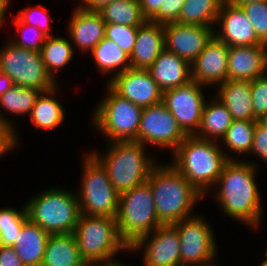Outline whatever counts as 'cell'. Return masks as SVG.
Returning a JSON list of instances; mask_svg holds the SVG:
<instances>
[{
	"label": "cell",
	"instance_id": "obj_15",
	"mask_svg": "<svg viewBox=\"0 0 267 266\" xmlns=\"http://www.w3.org/2000/svg\"><path fill=\"white\" fill-rule=\"evenodd\" d=\"M214 36L229 47L265 45L258 39L242 8L228 0L221 4Z\"/></svg>",
	"mask_w": 267,
	"mask_h": 266
},
{
	"label": "cell",
	"instance_id": "obj_36",
	"mask_svg": "<svg viewBox=\"0 0 267 266\" xmlns=\"http://www.w3.org/2000/svg\"><path fill=\"white\" fill-rule=\"evenodd\" d=\"M15 16L22 22L30 26H34L40 29V31L48 36H53L52 33V22L54 19L52 16L50 17V12L47 10V7L38 4L32 6L25 7L24 9H20Z\"/></svg>",
	"mask_w": 267,
	"mask_h": 266
},
{
	"label": "cell",
	"instance_id": "obj_31",
	"mask_svg": "<svg viewBox=\"0 0 267 266\" xmlns=\"http://www.w3.org/2000/svg\"><path fill=\"white\" fill-rule=\"evenodd\" d=\"M255 125L256 121L233 120L224 137L219 142L220 144L223 142V145L221 144L220 147L228 160H238V158H235L237 155L240 157L242 155L243 157L250 154Z\"/></svg>",
	"mask_w": 267,
	"mask_h": 266
},
{
	"label": "cell",
	"instance_id": "obj_6",
	"mask_svg": "<svg viewBox=\"0 0 267 266\" xmlns=\"http://www.w3.org/2000/svg\"><path fill=\"white\" fill-rule=\"evenodd\" d=\"M73 235L86 263L99 266L116 259L122 251L130 254V247L119 235L114 217L80 214Z\"/></svg>",
	"mask_w": 267,
	"mask_h": 266
},
{
	"label": "cell",
	"instance_id": "obj_51",
	"mask_svg": "<svg viewBox=\"0 0 267 266\" xmlns=\"http://www.w3.org/2000/svg\"><path fill=\"white\" fill-rule=\"evenodd\" d=\"M82 266H96V265H94V264H92V263H85V264L82 265Z\"/></svg>",
	"mask_w": 267,
	"mask_h": 266
},
{
	"label": "cell",
	"instance_id": "obj_49",
	"mask_svg": "<svg viewBox=\"0 0 267 266\" xmlns=\"http://www.w3.org/2000/svg\"><path fill=\"white\" fill-rule=\"evenodd\" d=\"M228 1L235 5H242V4L250 3V2H259V1H267V0H228Z\"/></svg>",
	"mask_w": 267,
	"mask_h": 266
},
{
	"label": "cell",
	"instance_id": "obj_16",
	"mask_svg": "<svg viewBox=\"0 0 267 266\" xmlns=\"http://www.w3.org/2000/svg\"><path fill=\"white\" fill-rule=\"evenodd\" d=\"M164 48L190 64L202 53L214 36V28L183 25L177 22L163 24Z\"/></svg>",
	"mask_w": 267,
	"mask_h": 266
},
{
	"label": "cell",
	"instance_id": "obj_14",
	"mask_svg": "<svg viewBox=\"0 0 267 266\" xmlns=\"http://www.w3.org/2000/svg\"><path fill=\"white\" fill-rule=\"evenodd\" d=\"M142 251V252H141ZM142 253V266H181L180 239L172 225H161L153 232L140 237L130 253Z\"/></svg>",
	"mask_w": 267,
	"mask_h": 266
},
{
	"label": "cell",
	"instance_id": "obj_21",
	"mask_svg": "<svg viewBox=\"0 0 267 266\" xmlns=\"http://www.w3.org/2000/svg\"><path fill=\"white\" fill-rule=\"evenodd\" d=\"M164 49L163 24L147 20L138 26L135 45L130 55L131 68L148 69Z\"/></svg>",
	"mask_w": 267,
	"mask_h": 266
},
{
	"label": "cell",
	"instance_id": "obj_48",
	"mask_svg": "<svg viewBox=\"0 0 267 266\" xmlns=\"http://www.w3.org/2000/svg\"><path fill=\"white\" fill-rule=\"evenodd\" d=\"M117 259L118 258L110 260L99 266H132V265H128L127 263L125 264L124 261L122 262L121 260H117Z\"/></svg>",
	"mask_w": 267,
	"mask_h": 266
},
{
	"label": "cell",
	"instance_id": "obj_47",
	"mask_svg": "<svg viewBox=\"0 0 267 266\" xmlns=\"http://www.w3.org/2000/svg\"><path fill=\"white\" fill-rule=\"evenodd\" d=\"M10 2L11 0H0V29L7 24L5 19H8L6 18V12L8 11V7L10 8Z\"/></svg>",
	"mask_w": 267,
	"mask_h": 266
},
{
	"label": "cell",
	"instance_id": "obj_12",
	"mask_svg": "<svg viewBox=\"0 0 267 266\" xmlns=\"http://www.w3.org/2000/svg\"><path fill=\"white\" fill-rule=\"evenodd\" d=\"M186 137L162 102L142 109L137 131V141L141 144L146 147L154 146L161 149L160 151L170 150L172 153Z\"/></svg>",
	"mask_w": 267,
	"mask_h": 266
},
{
	"label": "cell",
	"instance_id": "obj_26",
	"mask_svg": "<svg viewBox=\"0 0 267 266\" xmlns=\"http://www.w3.org/2000/svg\"><path fill=\"white\" fill-rule=\"evenodd\" d=\"M85 263L73 233L50 234L41 266H82Z\"/></svg>",
	"mask_w": 267,
	"mask_h": 266
},
{
	"label": "cell",
	"instance_id": "obj_43",
	"mask_svg": "<svg viewBox=\"0 0 267 266\" xmlns=\"http://www.w3.org/2000/svg\"><path fill=\"white\" fill-rule=\"evenodd\" d=\"M0 266H25L12 246L0 245Z\"/></svg>",
	"mask_w": 267,
	"mask_h": 266
},
{
	"label": "cell",
	"instance_id": "obj_53",
	"mask_svg": "<svg viewBox=\"0 0 267 266\" xmlns=\"http://www.w3.org/2000/svg\"><path fill=\"white\" fill-rule=\"evenodd\" d=\"M264 255H265V257H267V247H266V251H265V254Z\"/></svg>",
	"mask_w": 267,
	"mask_h": 266
},
{
	"label": "cell",
	"instance_id": "obj_19",
	"mask_svg": "<svg viewBox=\"0 0 267 266\" xmlns=\"http://www.w3.org/2000/svg\"><path fill=\"white\" fill-rule=\"evenodd\" d=\"M68 21V37L82 54L90 52L105 37L106 23L98 11L73 8Z\"/></svg>",
	"mask_w": 267,
	"mask_h": 266
},
{
	"label": "cell",
	"instance_id": "obj_23",
	"mask_svg": "<svg viewBox=\"0 0 267 266\" xmlns=\"http://www.w3.org/2000/svg\"><path fill=\"white\" fill-rule=\"evenodd\" d=\"M215 88L213 96L228 109L233 120L259 121L252 107L250 81L227 80Z\"/></svg>",
	"mask_w": 267,
	"mask_h": 266
},
{
	"label": "cell",
	"instance_id": "obj_9",
	"mask_svg": "<svg viewBox=\"0 0 267 266\" xmlns=\"http://www.w3.org/2000/svg\"><path fill=\"white\" fill-rule=\"evenodd\" d=\"M82 156L81 183L76 192L80 214L115 218L120 195L103 165L90 152Z\"/></svg>",
	"mask_w": 267,
	"mask_h": 266
},
{
	"label": "cell",
	"instance_id": "obj_1",
	"mask_svg": "<svg viewBox=\"0 0 267 266\" xmlns=\"http://www.w3.org/2000/svg\"><path fill=\"white\" fill-rule=\"evenodd\" d=\"M260 167L245 157L228 160L215 186L208 192V195H213L224 217L256 231L264 220L263 200L256 182Z\"/></svg>",
	"mask_w": 267,
	"mask_h": 266
},
{
	"label": "cell",
	"instance_id": "obj_33",
	"mask_svg": "<svg viewBox=\"0 0 267 266\" xmlns=\"http://www.w3.org/2000/svg\"><path fill=\"white\" fill-rule=\"evenodd\" d=\"M98 12L105 23L141 26L147 21L142 13L139 0H113Z\"/></svg>",
	"mask_w": 267,
	"mask_h": 266
},
{
	"label": "cell",
	"instance_id": "obj_22",
	"mask_svg": "<svg viewBox=\"0 0 267 266\" xmlns=\"http://www.w3.org/2000/svg\"><path fill=\"white\" fill-rule=\"evenodd\" d=\"M147 70L162 91L177 88L192 80L191 64L165 48Z\"/></svg>",
	"mask_w": 267,
	"mask_h": 266
},
{
	"label": "cell",
	"instance_id": "obj_40",
	"mask_svg": "<svg viewBox=\"0 0 267 266\" xmlns=\"http://www.w3.org/2000/svg\"><path fill=\"white\" fill-rule=\"evenodd\" d=\"M184 0H165L158 12L149 20L159 24L176 22L183 6Z\"/></svg>",
	"mask_w": 267,
	"mask_h": 266
},
{
	"label": "cell",
	"instance_id": "obj_8",
	"mask_svg": "<svg viewBox=\"0 0 267 266\" xmlns=\"http://www.w3.org/2000/svg\"><path fill=\"white\" fill-rule=\"evenodd\" d=\"M115 219L119 235L129 247L140 237L163 225L156 214L155 202L148 182L120 194Z\"/></svg>",
	"mask_w": 267,
	"mask_h": 266
},
{
	"label": "cell",
	"instance_id": "obj_7",
	"mask_svg": "<svg viewBox=\"0 0 267 266\" xmlns=\"http://www.w3.org/2000/svg\"><path fill=\"white\" fill-rule=\"evenodd\" d=\"M105 95L91 113V126L106 138L105 142L137 141L142 107L117 94L108 84Z\"/></svg>",
	"mask_w": 267,
	"mask_h": 266
},
{
	"label": "cell",
	"instance_id": "obj_3",
	"mask_svg": "<svg viewBox=\"0 0 267 266\" xmlns=\"http://www.w3.org/2000/svg\"><path fill=\"white\" fill-rule=\"evenodd\" d=\"M105 143L104 149L107 150H103L104 153L95 148L90 153L103 165L119 195L147 182L152 170L159 163L156 160L159 158L147 153L148 147L138 141Z\"/></svg>",
	"mask_w": 267,
	"mask_h": 266
},
{
	"label": "cell",
	"instance_id": "obj_5",
	"mask_svg": "<svg viewBox=\"0 0 267 266\" xmlns=\"http://www.w3.org/2000/svg\"><path fill=\"white\" fill-rule=\"evenodd\" d=\"M45 189L24 202L28 219L48 234L73 233L80 216L76 192L60 186Z\"/></svg>",
	"mask_w": 267,
	"mask_h": 266
},
{
	"label": "cell",
	"instance_id": "obj_13",
	"mask_svg": "<svg viewBox=\"0 0 267 266\" xmlns=\"http://www.w3.org/2000/svg\"><path fill=\"white\" fill-rule=\"evenodd\" d=\"M204 89L205 86L191 80L185 85L163 91L162 103L187 136L196 135L199 130L207 100Z\"/></svg>",
	"mask_w": 267,
	"mask_h": 266
},
{
	"label": "cell",
	"instance_id": "obj_29",
	"mask_svg": "<svg viewBox=\"0 0 267 266\" xmlns=\"http://www.w3.org/2000/svg\"><path fill=\"white\" fill-rule=\"evenodd\" d=\"M205 102L196 137L220 142L233 122L228 109L213 95ZM210 98V99H209ZM219 140V141H218Z\"/></svg>",
	"mask_w": 267,
	"mask_h": 266
},
{
	"label": "cell",
	"instance_id": "obj_50",
	"mask_svg": "<svg viewBox=\"0 0 267 266\" xmlns=\"http://www.w3.org/2000/svg\"><path fill=\"white\" fill-rule=\"evenodd\" d=\"M260 266H267V257H265V259H263V261L260 262Z\"/></svg>",
	"mask_w": 267,
	"mask_h": 266
},
{
	"label": "cell",
	"instance_id": "obj_39",
	"mask_svg": "<svg viewBox=\"0 0 267 266\" xmlns=\"http://www.w3.org/2000/svg\"><path fill=\"white\" fill-rule=\"evenodd\" d=\"M250 82L254 115L262 121L267 116V74Z\"/></svg>",
	"mask_w": 267,
	"mask_h": 266
},
{
	"label": "cell",
	"instance_id": "obj_35",
	"mask_svg": "<svg viewBox=\"0 0 267 266\" xmlns=\"http://www.w3.org/2000/svg\"><path fill=\"white\" fill-rule=\"evenodd\" d=\"M10 18H12L16 33H19L17 36L21 35V37L18 38L15 35V37H9V40L19 47L40 51L47 36L39 28L22 23L15 15L11 14Z\"/></svg>",
	"mask_w": 267,
	"mask_h": 266
},
{
	"label": "cell",
	"instance_id": "obj_46",
	"mask_svg": "<svg viewBox=\"0 0 267 266\" xmlns=\"http://www.w3.org/2000/svg\"><path fill=\"white\" fill-rule=\"evenodd\" d=\"M13 86H15L13 80L7 74L0 71V97Z\"/></svg>",
	"mask_w": 267,
	"mask_h": 266
},
{
	"label": "cell",
	"instance_id": "obj_20",
	"mask_svg": "<svg viewBox=\"0 0 267 266\" xmlns=\"http://www.w3.org/2000/svg\"><path fill=\"white\" fill-rule=\"evenodd\" d=\"M267 74V45L229 47L227 80L252 81Z\"/></svg>",
	"mask_w": 267,
	"mask_h": 266
},
{
	"label": "cell",
	"instance_id": "obj_24",
	"mask_svg": "<svg viewBox=\"0 0 267 266\" xmlns=\"http://www.w3.org/2000/svg\"><path fill=\"white\" fill-rule=\"evenodd\" d=\"M59 86L41 92L36 99L34 107L28 115L32 124L41 131H52L60 127L66 118L65 108L58 100L56 93Z\"/></svg>",
	"mask_w": 267,
	"mask_h": 266
},
{
	"label": "cell",
	"instance_id": "obj_17",
	"mask_svg": "<svg viewBox=\"0 0 267 266\" xmlns=\"http://www.w3.org/2000/svg\"><path fill=\"white\" fill-rule=\"evenodd\" d=\"M107 84L121 97L142 108L162 102L163 91L147 69L129 68Z\"/></svg>",
	"mask_w": 267,
	"mask_h": 266
},
{
	"label": "cell",
	"instance_id": "obj_4",
	"mask_svg": "<svg viewBox=\"0 0 267 266\" xmlns=\"http://www.w3.org/2000/svg\"><path fill=\"white\" fill-rule=\"evenodd\" d=\"M170 155V163L205 198L228 161L219 142L195 135L187 136Z\"/></svg>",
	"mask_w": 267,
	"mask_h": 266
},
{
	"label": "cell",
	"instance_id": "obj_27",
	"mask_svg": "<svg viewBox=\"0 0 267 266\" xmlns=\"http://www.w3.org/2000/svg\"><path fill=\"white\" fill-rule=\"evenodd\" d=\"M41 91L34 88H26L21 86H13L0 97V121L8 124L15 129L16 139L19 145V127L14 124V120L8 116L28 115L34 107L37 97ZM4 109V110H3ZM4 111V113H3ZM6 111V112H5ZM11 114V115H10Z\"/></svg>",
	"mask_w": 267,
	"mask_h": 266
},
{
	"label": "cell",
	"instance_id": "obj_41",
	"mask_svg": "<svg viewBox=\"0 0 267 266\" xmlns=\"http://www.w3.org/2000/svg\"><path fill=\"white\" fill-rule=\"evenodd\" d=\"M250 155L256 156L260 161L267 163V125L262 121H256L253 134V145Z\"/></svg>",
	"mask_w": 267,
	"mask_h": 266
},
{
	"label": "cell",
	"instance_id": "obj_30",
	"mask_svg": "<svg viewBox=\"0 0 267 266\" xmlns=\"http://www.w3.org/2000/svg\"><path fill=\"white\" fill-rule=\"evenodd\" d=\"M74 47L69 38L59 35L48 36L42 45L41 58L48 74L58 83V72L61 73L64 67H68L74 58ZM57 78V79H56Z\"/></svg>",
	"mask_w": 267,
	"mask_h": 266
},
{
	"label": "cell",
	"instance_id": "obj_45",
	"mask_svg": "<svg viewBox=\"0 0 267 266\" xmlns=\"http://www.w3.org/2000/svg\"><path fill=\"white\" fill-rule=\"evenodd\" d=\"M112 1L113 0H79L77 8L99 11L101 8L110 4Z\"/></svg>",
	"mask_w": 267,
	"mask_h": 266
},
{
	"label": "cell",
	"instance_id": "obj_37",
	"mask_svg": "<svg viewBox=\"0 0 267 266\" xmlns=\"http://www.w3.org/2000/svg\"><path fill=\"white\" fill-rule=\"evenodd\" d=\"M253 25L258 39L267 45V1L238 5Z\"/></svg>",
	"mask_w": 267,
	"mask_h": 266
},
{
	"label": "cell",
	"instance_id": "obj_10",
	"mask_svg": "<svg viewBox=\"0 0 267 266\" xmlns=\"http://www.w3.org/2000/svg\"><path fill=\"white\" fill-rule=\"evenodd\" d=\"M0 71L7 74L15 86L45 92L59 85L48 74L39 51L19 47L9 39L0 48Z\"/></svg>",
	"mask_w": 267,
	"mask_h": 266
},
{
	"label": "cell",
	"instance_id": "obj_52",
	"mask_svg": "<svg viewBox=\"0 0 267 266\" xmlns=\"http://www.w3.org/2000/svg\"><path fill=\"white\" fill-rule=\"evenodd\" d=\"M262 122L267 125V116L262 120Z\"/></svg>",
	"mask_w": 267,
	"mask_h": 266
},
{
	"label": "cell",
	"instance_id": "obj_32",
	"mask_svg": "<svg viewBox=\"0 0 267 266\" xmlns=\"http://www.w3.org/2000/svg\"><path fill=\"white\" fill-rule=\"evenodd\" d=\"M224 0H184L177 23L215 27Z\"/></svg>",
	"mask_w": 267,
	"mask_h": 266
},
{
	"label": "cell",
	"instance_id": "obj_18",
	"mask_svg": "<svg viewBox=\"0 0 267 266\" xmlns=\"http://www.w3.org/2000/svg\"><path fill=\"white\" fill-rule=\"evenodd\" d=\"M229 46L215 36L191 64V78L206 87H216L227 81Z\"/></svg>",
	"mask_w": 267,
	"mask_h": 266
},
{
	"label": "cell",
	"instance_id": "obj_42",
	"mask_svg": "<svg viewBox=\"0 0 267 266\" xmlns=\"http://www.w3.org/2000/svg\"><path fill=\"white\" fill-rule=\"evenodd\" d=\"M18 147L15 129L0 121V159Z\"/></svg>",
	"mask_w": 267,
	"mask_h": 266
},
{
	"label": "cell",
	"instance_id": "obj_28",
	"mask_svg": "<svg viewBox=\"0 0 267 266\" xmlns=\"http://www.w3.org/2000/svg\"><path fill=\"white\" fill-rule=\"evenodd\" d=\"M88 54H91L99 74L105 77L110 75L106 84L116 75L131 68L130 56L114 41L105 37Z\"/></svg>",
	"mask_w": 267,
	"mask_h": 266
},
{
	"label": "cell",
	"instance_id": "obj_25",
	"mask_svg": "<svg viewBox=\"0 0 267 266\" xmlns=\"http://www.w3.org/2000/svg\"><path fill=\"white\" fill-rule=\"evenodd\" d=\"M50 234L28 220L12 246L25 266H41Z\"/></svg>",
	"mask_w": 267,
	"mask_h": 266
},
{
	"label": "cell",
	"instance_id": "obj_2",
	"mask_svg": "<svg viewBox=\"0 0 267 266\" xmlns=\"http://www.w3.org/2000/svg\"><path fill=\"white\" fill-rule=\"evenodd\" d=\"M147 182L151 186L156 214L163 225L174 224L193 216L196 214L194 207L205 198L169 162L159 160Z\"/></svg>",
	"mask_w": 267,
	"mask_h": 266
},
{
	"label": "cell",
	"instance_id": "obj_44",
	"mask_svg": "<svg viewBox=\"0 0 267 266\" xmlns=\"http://www.w3.org/2000/svg\"><path fill=\"white\" fill-rule=\"evenodd\" d=\"M165 0H139L144 17L150 20L159 10Z\"/></svg>",
	"mask_w": 267,
	"mask_h": 266
},
{
	"label": "cell",
	"instance_id": "obj_11",
	"mask_svg": "<svg viewBox=\"0 0 267 266\" xmlns=\"http://www.w3.org/2000/svg\"><path fill=\"white\" fill-rule=\"evenodd\" d=\"M201 216L194 214L172 224L179 233L181 266L218 265L214 229L208 219Z\"/></svg>",
	"mask_w": 267,
	"mask_h": 266
},
{
	"label": "cell",
	"instance_id": "obj_38",
	"mask_svg": "<svg viewBox=\"0 0 267 266\" xmlns=\"http://www.w3.org/2000/svg\"><path fill=\"white\" fill-rule=\"evenodd\" d=\"M138 26H125L106 23L105 38L114 41L129 56L132 53L137 36Z\"/></svg>",
	"mask_w": 267,
	"mask_h": 266
},
{
	"label": "cell",
	"instance_id": "obj_34",
	"mask_svg": "<svg viewBox=\"0 0 267 266\" xmlns=\"http://www.w3.org/2000/svg\"><path fill=\"white\" fill-rule=\"evenodd\" d=\"M26 205L21 209L12 207L0 208V245L13 246L20 235L22 226L28 221Z\"/></svg>",
	"mask_w": 267,
	"mask_h": 266
}]
</instances>
